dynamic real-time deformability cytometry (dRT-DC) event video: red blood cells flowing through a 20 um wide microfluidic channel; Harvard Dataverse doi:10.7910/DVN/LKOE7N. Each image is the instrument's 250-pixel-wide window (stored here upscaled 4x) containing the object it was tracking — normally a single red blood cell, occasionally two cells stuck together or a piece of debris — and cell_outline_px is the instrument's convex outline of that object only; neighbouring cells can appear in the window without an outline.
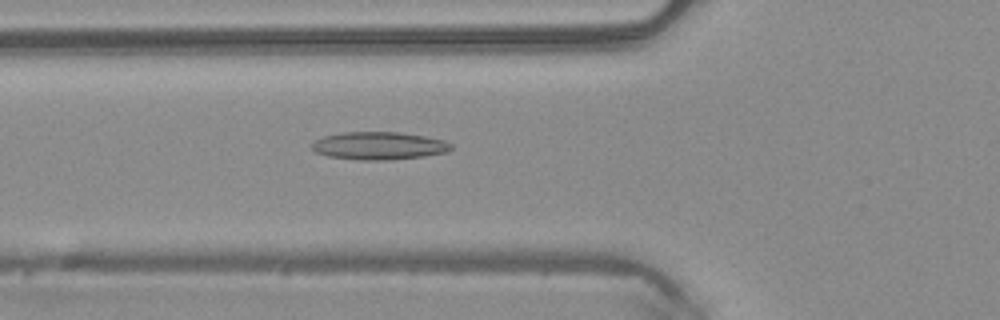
{"species": "common noctule bat (a hibernating species)", "species_latin": "Nyctalus noctula", "temperature_condition": "warm", "stored_images_in_passage": 49, "camera_frame_rate_fps": 3000, "um_per_image_px": 0.085, "animal": {"sex": "male", "body_mass_g": 20.4}, "frame": {"image": 1, "passage_image": 18, "time_ms": 5.667, "image_size_px": [1000, 320], "cell_outline_px": [[452, 148], [448, 152], [424, 156], [388, 160], [360, 160], [328, 156], [316, 152], [312, 148], [312, 144], [316, 140], [324, 136], [344, 132], [396, 132], [424, 136], [444, 140], [452, 144]], "centroid_in_image_um": [32.23, 12.39], "position_along_channel_um": 93.6, "area_um2": 22.43}}
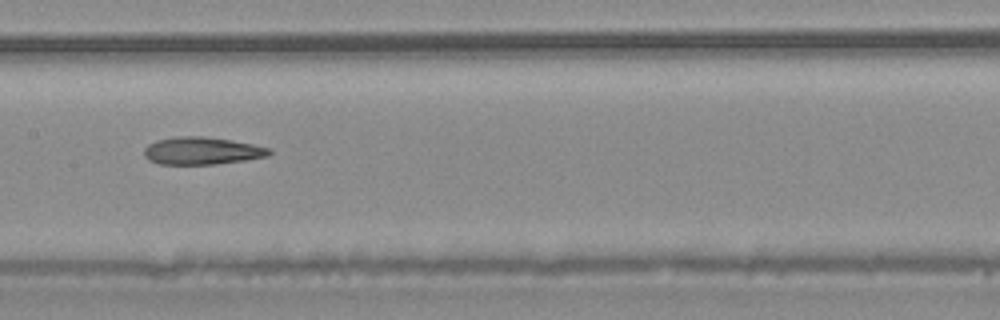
{"frame": {"image": 2, "passage_image": 25, "time_ms": 8.0, "image_size_px": [1000, 320], "cell_outline_px": [[272, 152], [268, 156], [244, 160], [216, 164], [160, 164], [148, 160], [144, 156], [144, 148], [148, 144], [156, 140], [176, 136], [204, 136], [232, 140], [252, 144], [268, 148]], "centroid_in_image_um": [17.12, 12.81], "position_along_channel_um": 190.3, "area_um2": 20.06}}
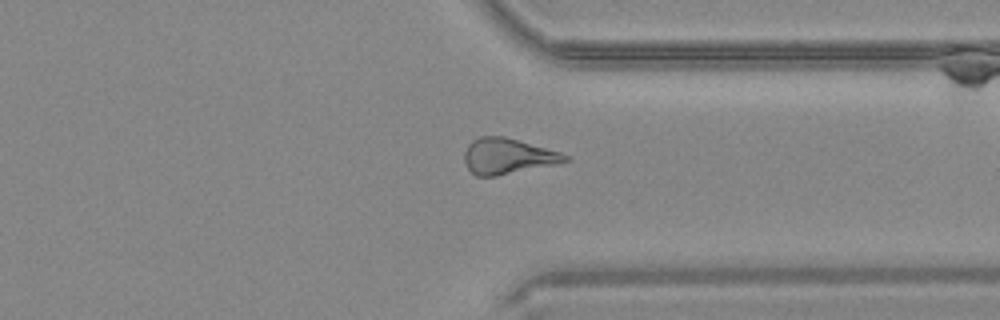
{"frame": {"image": 3, "passage_image": 38, "time_ms": 12.333, "image_size_px": [1000, 320], "cell_outline_px": [[572, 160], [556, 164], [496, 176], [476, 176], [468, 168], [464, 160], [464, 152], [468, 144], [472, 140], [480, 136], [504, 136], [560, 152], [568, 156]], "centroid_in_image_um": [43.14, 13.27], "position_along_channel_um": 368.3, "area_um2": 20.87}, "authors_computed_cell_mechanics": {"area_um2": 21.8484, "velocity_mm_per_s": 4.1201, "shape_relaxation_time_tau1_ms": null, "shape_relaxation_time_tau2_ms": 6.7486, "deformation_change_tau1": null, "deformation_change_tau2": 0.2039}}